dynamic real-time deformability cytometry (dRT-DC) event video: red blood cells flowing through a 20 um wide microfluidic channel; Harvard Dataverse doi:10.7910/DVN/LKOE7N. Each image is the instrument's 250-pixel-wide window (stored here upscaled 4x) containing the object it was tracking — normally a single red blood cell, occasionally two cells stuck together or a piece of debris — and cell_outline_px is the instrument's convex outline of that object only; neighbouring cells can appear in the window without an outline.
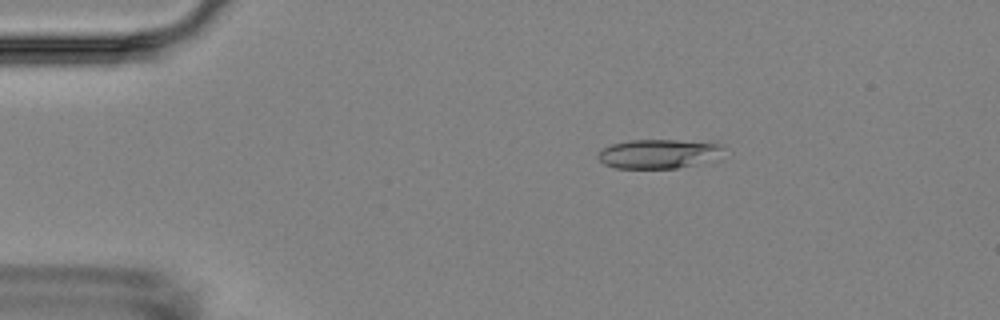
{"species": "Egyptian fruit bat (a non-hibernating species)", "species_latin": "Rousettus aegyptiacus", "temperature_condition": "room temperature", "stored_images_in_passage": 6, "camera_frame_rate_fps": 3000, "um_per_image_px": 0.085, "animal": {"sex": "female"}, "frame": {"image": 1, "passage_image": 3, "time_ms": 2.333, "image_size_px": [1000, 320], "cell_outline_px": [[724, 148], [716, 160], [676, 168], [616, 168], [604, 164], [596, 156], [604, 148], [612, 144], [628, 140], [676, 140], [720, 144]], "centroid_in_image_um": [55.98, 13.08], "position_along_channel_um": 29.0, "area_um2": 21.21}}
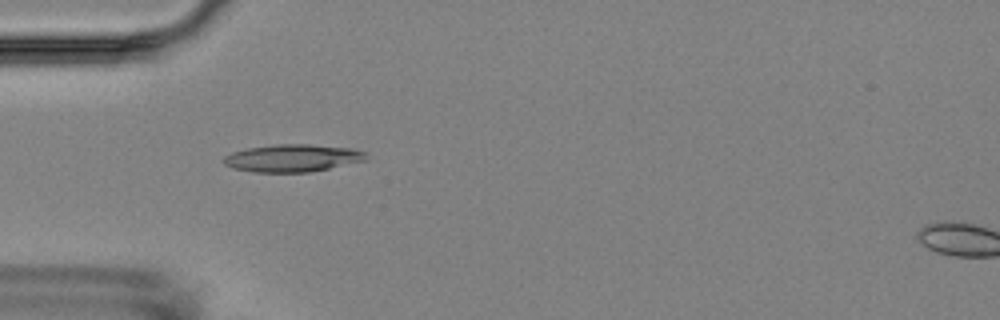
{"frame": {"image": 2, "passage_image": 5, "time_ms": 4.667, "image_size_px": [1000, 320], "cell_outline_px": [[368, 160], [308, 172], [252, 172], [232, 168], [224, 164], [220, 160], [224, 156], [232, 152], [248, 148], [276, 144], [308, 144], [352, 148], [364, 152], [368, 156]], "centroid_in_image_um": [24.83, 13.43], "position_along_channel_um": 60.2, "area_um2": 22.89}}